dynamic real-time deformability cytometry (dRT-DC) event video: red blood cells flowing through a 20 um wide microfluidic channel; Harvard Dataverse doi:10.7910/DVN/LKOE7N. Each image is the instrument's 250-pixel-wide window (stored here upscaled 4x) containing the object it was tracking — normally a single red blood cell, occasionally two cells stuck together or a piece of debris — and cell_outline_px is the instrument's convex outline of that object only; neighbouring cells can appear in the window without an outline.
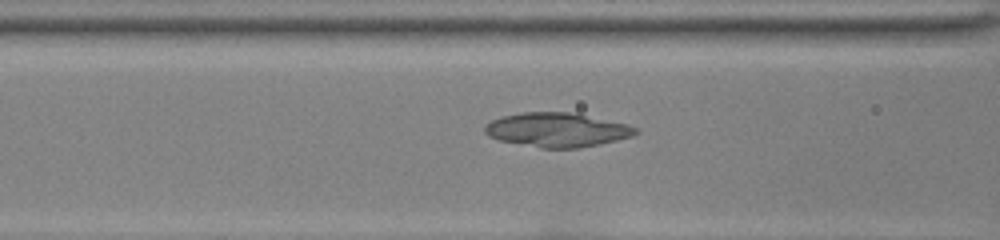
{"species": "common noctule bat (a hibernating species)", "species_latin": "Nyctalus noctula", "temperature_condition": "room temperature", "stored_images_in_passage": 36, "camera_frame_rate_fps": 3000, "um_per_image_px": 0.085, "animal": {"sex": "female", "body_mass_g": 22.0, "forearm_length_mm": 56.7}, "frame": {"image": 1, "passage_image": 12, "time_ms": 3.667, "image_size_px": [1000, 240], "cell_outline_px": [[636, 132], [632, 136], [600, 144], [580, 148], [540, 148], [500, 140], [488, 136], [484, 132], [484, 128], [492, 120], [500, 116], [524, 112], [568, 112], [628, 124], [636, 128]], "centroid_in_image_um": [47.32, 11.04], "position_along_channel_um": 119.3, "area_um2": 29.77}}
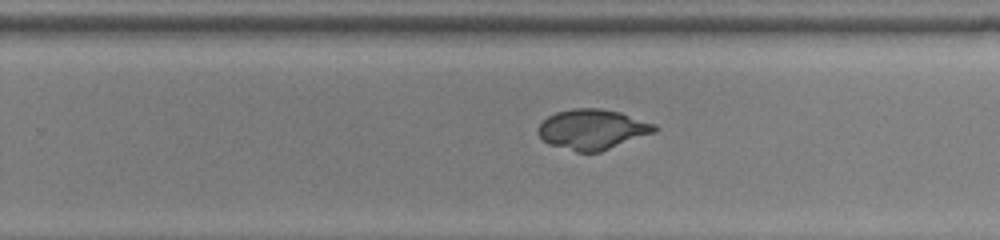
{"frame": {"image": 2, "passage_image": 24, "time_ms": 7.667, "image_size_px": [1000, 240], "cell_outline_px": [[660, 128], [656, 132], [600, 152], [576, 152], [548, 144], [536, 132], [540, 124], [548, 116], [556, 112], [572, 108], [600, 108], [620, 112], [656, 124]], "centroid_in_image_um": [50.37, 10.99], "position_along_channel_um": 279.4, "area_um2": 27.46}}
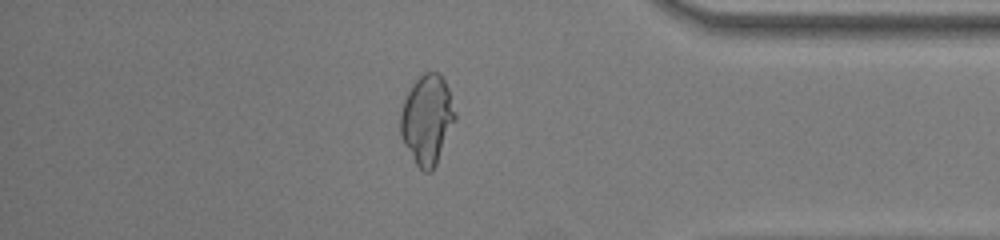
{"frame": {"image": 3, "passage_image": 34, "time_ms": 11.0, "image_size_px": [1000, 240], "cell_outline_px": [[456, 120], [436, 164], [432, 172], [424, 172], [416, 164], [404, 144], [400, 136], [400, 112], [404, 100], [412, 84], [424, 72], [440, 72], [448, 88], [456, 112]], "centroid_in_image_um": [36.3, 10.16], "position_along_channel_um": 398.9, "area_um2": 28.55}}